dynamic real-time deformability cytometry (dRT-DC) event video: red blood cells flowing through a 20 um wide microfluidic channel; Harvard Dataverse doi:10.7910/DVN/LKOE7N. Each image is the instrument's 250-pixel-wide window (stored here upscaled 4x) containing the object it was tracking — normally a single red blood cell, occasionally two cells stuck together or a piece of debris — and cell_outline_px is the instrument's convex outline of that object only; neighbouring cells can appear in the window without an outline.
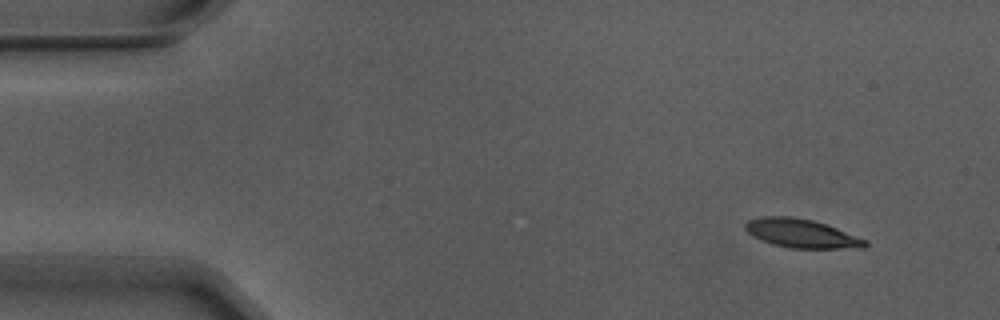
{"species": "Egyptian fruit bat (a non-hibernating species)", "species_latin": "Rousettus aegyptiacus", "temperature_condition": "warm", "stored_images_in_passage": 4, "camera_frame_rate_fps": 3000, "um_per_image_px": 0.085, "animal": {"sex": "male"}, "frame": {"image": 1, "passage_image": 1, "time_ms": 0.0, "image_size_px": [1000, 320], "cell_outline_px": [[868, 244], [864, 248], [788, 248], [772, 244], [748, 232], [744, 228], [744, 224], [748, 220], [760, 216], [792, 216], [812, 220], [836, 228], [868, 240]], "centroid_in_image_um": [68.13, 19.84], "position_along_channel_um": 16.9, "area_um2": 19.94}}
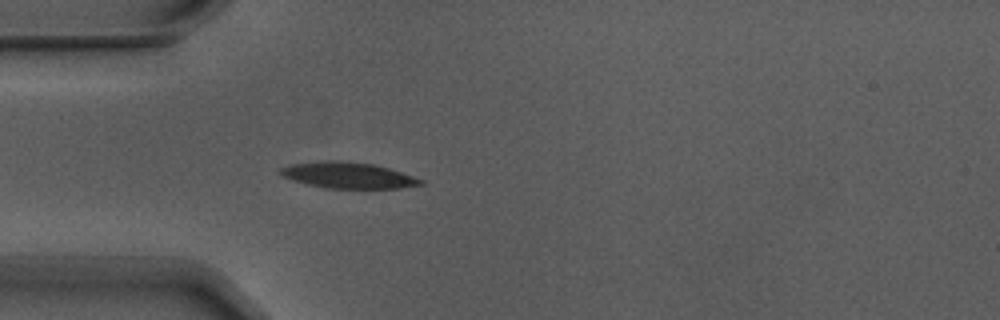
{"frame": {"image": 2, "passage_image": 4, "time_ms": 1.0, "image_size_px": [1000, 320], "cell_outline_px": [[424, 184], [400, 188], [324, 188], [292, 180], [284, 176], [280, 172], [280, 168], [292, 164], [324, 160], [336, 160], [376, 164], [424, 180]], "centroid_in_image_um": [29.59, 14.89], "position_along_channel_um": 55.4, "area_um2": 21.15}}